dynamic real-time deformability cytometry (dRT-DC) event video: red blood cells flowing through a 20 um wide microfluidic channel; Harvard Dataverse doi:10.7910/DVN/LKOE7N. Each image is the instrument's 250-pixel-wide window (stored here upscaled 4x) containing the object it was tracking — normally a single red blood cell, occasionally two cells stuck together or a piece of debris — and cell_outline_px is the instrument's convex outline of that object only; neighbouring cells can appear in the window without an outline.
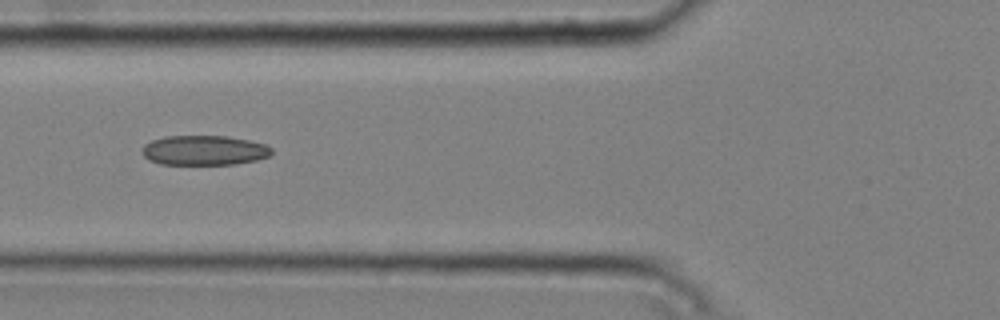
{"species": "common noctule bat (a hibernating species)", "species_latin": "Nyctalus noctula", "temperature_condition": "cold", "stored_images_in_passage": 7, "camera_frame_rate_fps": 3000, "um_per_image_px": 0.085, "animal": {"sex": "male", "body_mass_g": 20.4}, "frame": {"image": 1, "passage_image": 5, "time_ms": 1.333, "image_size_px": [1000, 320], "cell_outline_px": [[272, 152], [268, 156], [256, 160], [236, 164], [160, 164], [148, 160], [144, 156], [144, 144], [152, 140], [164, 136], [228, 136], [248, 140], [264, 144], [272, 148]], "centroid_in_image_um": [17.35, 12.77], "position_along_channel_um": 108.4, "area_um2": 22.37}}
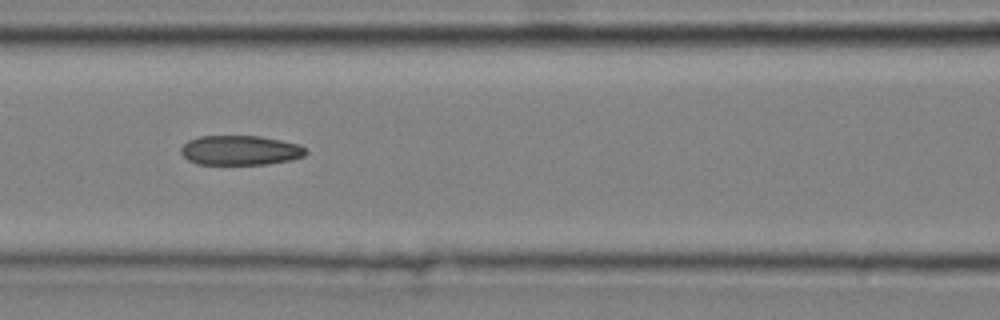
{"frame": {"image": 2, "passage_image": 6, "time_ms": 1.667, "image_size_px": [1000, 320], "cell_outline_px": [[308, 152], [304, 156], [288, 160], [268, 164], [196, 164], [188, 160], [180, 152], [180, 148], [188, 140], [200, 136], [260, 136], [300, 144]], "centroid_in_image_um": [20.4, 12.77], "position_along_channel_um": 146.2, "area_um2": 21.56}}
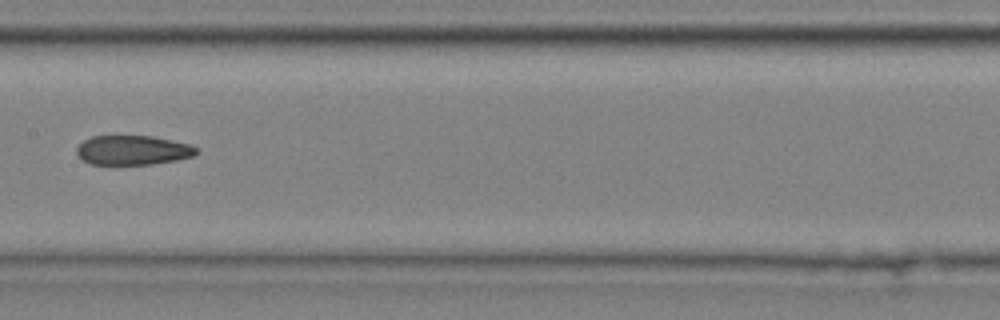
{"frame": {"image": 3, "passage_image": 7, "time_ms": 2.0, "image_size_px": [1000, 320], "cell_outline_px": [[200, 152], [196, 156], [176, 160], [152, 164], [88, 164], [80, 160], [76, 156], [76, 148], [84, 140], [92, 136], [152, 136], [192, 144]], "centroid_in_image_um": [11.29, 12.77], "position_along_channel_um": 196.1, "area_um2": 20.87}}